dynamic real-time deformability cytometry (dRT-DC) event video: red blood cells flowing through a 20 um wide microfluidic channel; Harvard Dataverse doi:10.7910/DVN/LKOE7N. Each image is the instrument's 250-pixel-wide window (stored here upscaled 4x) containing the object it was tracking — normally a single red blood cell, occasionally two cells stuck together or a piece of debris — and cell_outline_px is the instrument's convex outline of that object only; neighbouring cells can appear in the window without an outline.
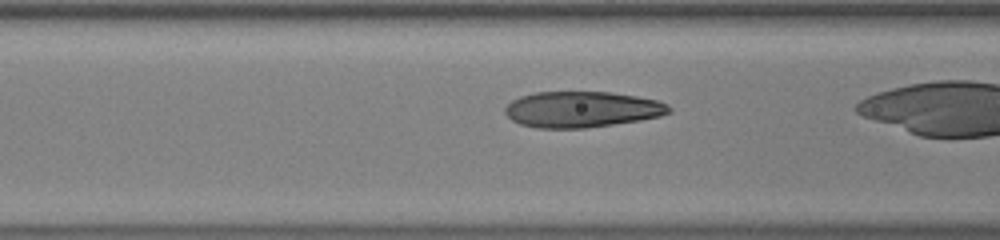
{"species": "human", "species_latin": "Homo sapiens", "temperature_condition": "warm", "stored_images_in_passage": 26, "camera_frame_rate_fps": 3000, "um_per_image_px": 0.085, "donor": {"sex": "male"}, "frame": {"image": 1, "passage_image": 7, "time_ms": 2.0, "image_size_px": [1000, 240], "cell_outline_px": [[672, 112], [660, 116], [640, 120], [584, 128], [536, 128], [520, 124], [512, 120], [504, 112], [504, 108], [512, 100], [520, 96], [532, 92], [608, 92], [636, 96], [656, 100], [668, 104], [672, 108]], "centroid_in_image_um": [49.44, 9.29], "position_along_channel_um": 117.2, "area_um2": 34.39}}
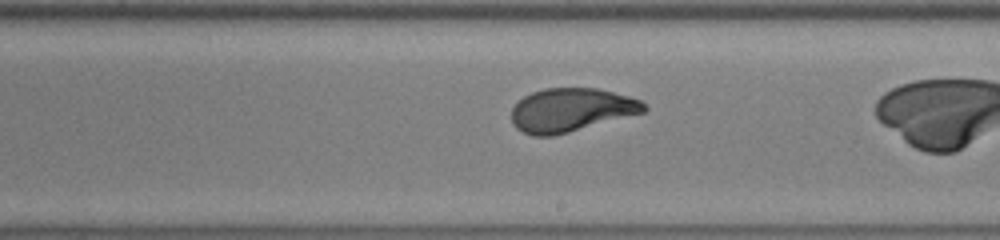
{"frame": {"image": 2, "passage_image": 16, "time_ms": 5.0, "image_size_px": [1000, 240], "cell_outline_px": [[648, 108], [644, 112], [568, 132], [552, 136], [532, 136], [516, 128], [512, 124], [512, 108], [524, 96], [532, 92], [544, 88], [596, 88], [628, 96], [640, 100]], "centroid_in_image_um": [48.51, 9.35], "position_along_channel_um": 240.5, "area_um2": 33.29}}
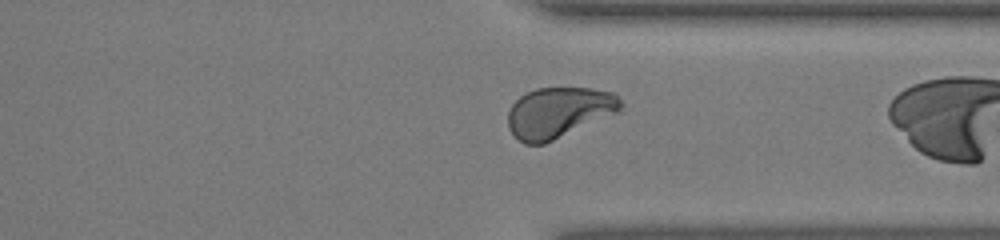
{"frame": {"image": 3, "passage_image": 25, "time_ms": 8.0, "image_size_px": [1000, 240], "cell_outline_px": [[624, 104], [620, 112], [544, 144], [524, 144], [508, 128], [508, 112], [512, 104], [524, 92], [536, 88], [592, 88], [616, 92]], "centroid_in_image_um": [47.54, 9.54], "position_along_channel_um": 363.9, "area_um2": 33.64}}